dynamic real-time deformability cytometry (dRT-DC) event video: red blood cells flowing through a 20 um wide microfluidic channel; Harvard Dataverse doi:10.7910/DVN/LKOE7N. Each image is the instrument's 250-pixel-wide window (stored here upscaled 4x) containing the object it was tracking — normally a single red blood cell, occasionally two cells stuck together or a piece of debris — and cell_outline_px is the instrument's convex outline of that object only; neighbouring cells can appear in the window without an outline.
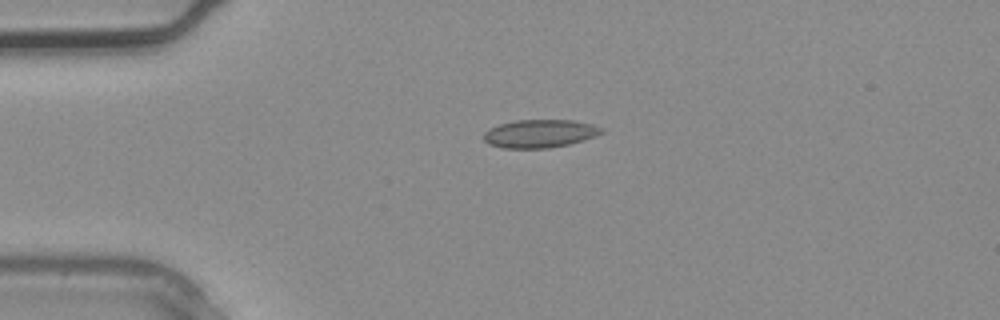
{"species": "common noctule bat (a hibernating species)", "species_latin": "Nyctalus noctula", "temperature_condition": "warm", "stored_images_in_passage": 2, "camera_frame_rate_fps": 3000, "um_per_image_px": 0.085, "animal": {"sex": "male", "body_mass_g": 20.4}, "frame": {"image": 1, "passage_image": 1, "time_ms": 0.0, "image_size_px": [1000, 320], "cell_outline_px": [[604, 132], [596, 136], [584, 140], [568, 144], [548, 148], [500, 148], [488, 144], [484, 140], [484, 132], [488, 128], [500, 124], [516, 120], [572, 120], [592, 124], [604, 128]], "centroid_in_image_um": [45.88, 11.35], "position_along_channel_um": 39.1, "area_um2": 19.42}}
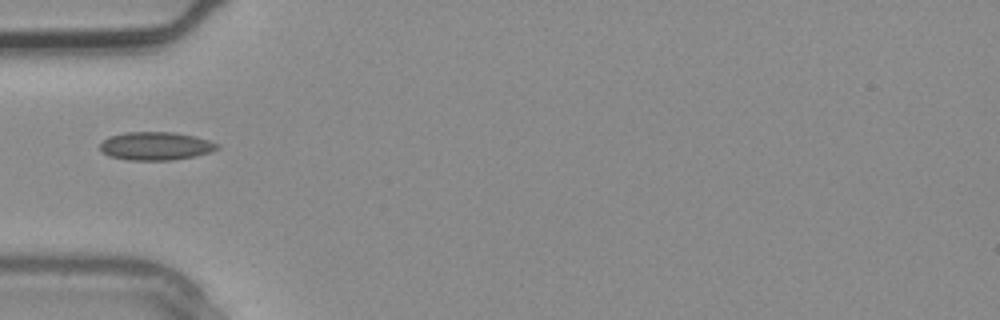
{"frame": {"image": 2, "passage_image": 2, "time_ms": 0.333, "image_size_px": [1000, 320], "cell_outline_px": [[220, 148], [212, 152], [196, 156], [172, 160], [128, 160], [108, 156], [100, 152], [100, 144], [108, 136], [124, 132], [172, 132], [196, 136], [220, 144]], "centroid_in_image_um": [13.24, 12.41], "position_along_channel_um": 71.8, "area_um2": 19.59}}